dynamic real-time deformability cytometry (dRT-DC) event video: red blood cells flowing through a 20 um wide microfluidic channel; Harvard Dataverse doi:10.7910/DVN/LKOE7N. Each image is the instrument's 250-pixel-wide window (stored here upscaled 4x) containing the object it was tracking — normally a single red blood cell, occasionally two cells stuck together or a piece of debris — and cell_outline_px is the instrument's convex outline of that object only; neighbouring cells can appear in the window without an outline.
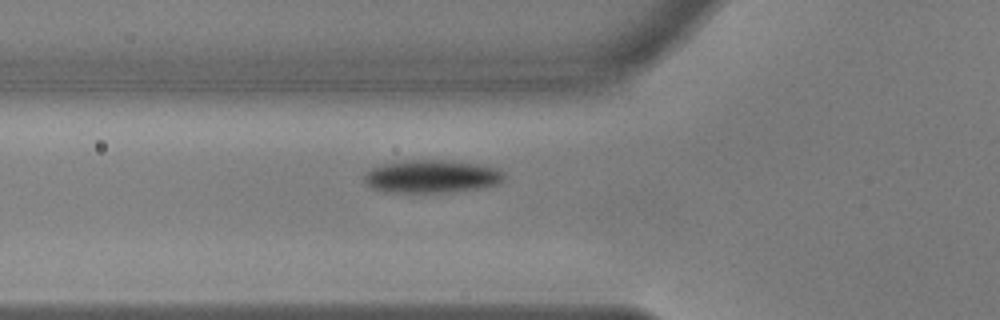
{"species": "common noctule bat (a hibernating species)", "species_latin": "Nyctalus noctula", "temperature_condition": "warm", "stored_images_in_passage": 41, "camera_frame_rate_fps": 3000, "um_per_image_px": 0.085, "animal": {"sex": "male", "body_mass_g": 17.9, "forearm_length_mm": 54.2}, "frame": {"image": 1, "passage_image": 6, "time_ms": 1.667, "image_size_px": [1000, 320], "cell_outline_px": [[504, 180], [500, 184], [484, 188], [456, 192], [384, 192], [372, 188], [364, 180], [364, 172], [380, 164], [404, 160], [444, 160], [476, 164], [496, 168], [504, 172]], "centroid_in_image_um": [36.7, 15.0], "position_along_channel_um": 89.1, "area_um2": 27.17}}
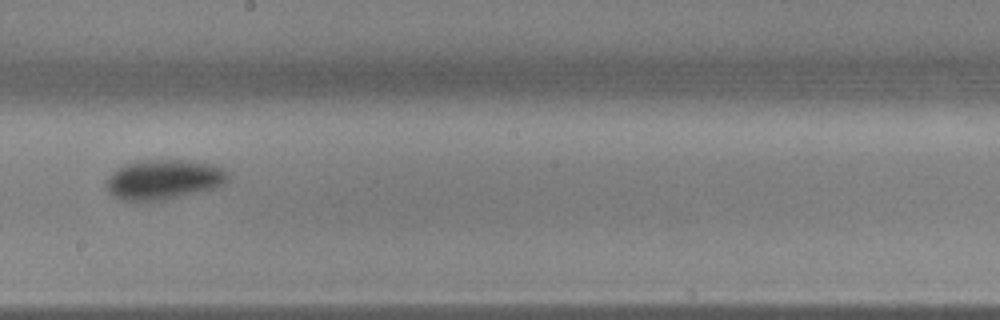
{"frame": {"image": 2, "passage_image": 18, "time_ms": 5.667, "image_size_px": [1000, 320], "cell_outline_px": [[228, 180], [224, 184], [212, 188], [164, 200], [120, 200], [108, 192], [104, 184], [104, 180], [108, 176], [124, 164], [148, 160], [184, 160], [212, 164], [228, 172]], "centroid_in_image_um": [13.86, 15.26], "position_along_channel_um": 234.3, "area_um2": 27.98}}
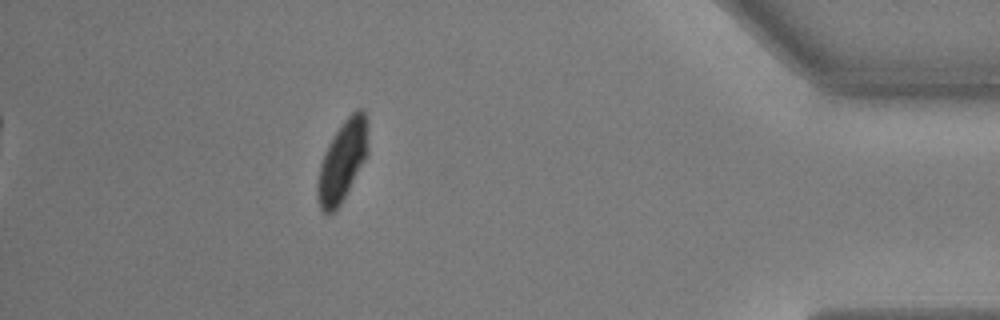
{"frame": {"image": 3, "passage_image": 36, "time_ms": 11.667, "image_size_px": [1000, 320], "cell_outline_px": [[368, 156], [340, 204], [332, 212], [324, 212], [320, 208], [316, 192], [316, 184], [320, 164], [328, 144], [344, 120], [356, 108], [364, 108], [368, 120]], "centroid_in_image_um": [29.13, 13.63], "position_along_channel_um": 406.1, "area_um2": 23.93}, "authors_computed_cell_mechanics": {"area_um2": 27.0504, "velocity_mm_per_s": 3.6233, "shape_relaxation_time_tau1_ms": 4.2686, "shape_relaxation_time_tau2_ms": null, "deformation_change_tau1": 0.142, "deformation_change_tau2": null}}